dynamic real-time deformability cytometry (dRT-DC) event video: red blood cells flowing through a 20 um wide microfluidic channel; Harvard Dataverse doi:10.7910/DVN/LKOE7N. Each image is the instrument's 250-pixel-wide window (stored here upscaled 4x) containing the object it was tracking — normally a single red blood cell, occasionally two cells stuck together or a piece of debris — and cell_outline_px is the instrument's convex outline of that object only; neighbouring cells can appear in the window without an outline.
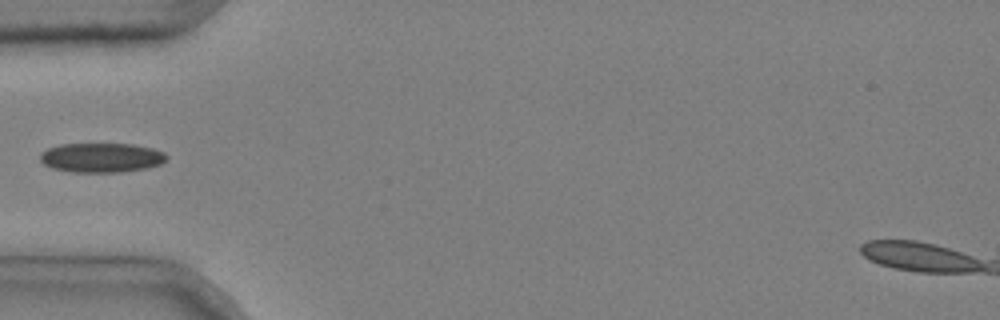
{"species": "common noctule bat (a hibernating species)", "species_latin": "Nyctalus noctula", "temperature_condition": "cold", "stored_images_in_passage": 1, "camera_frame_rate_fps": 3000, "um_per_image_px": 0.085, "animal": {"sex": "male", "body_mass_g": 20.4}, "frame": {"image": 1, "passage_image": 1, "time_ms": 0.0, "image_size_px": [1000, 320], "cell_outline_px": [[168, 156], [160, 164], [148, 168], [120, 172], [72, 172], [52, 168], [44, 164], [40, 160], [40, 152], [48, 148], [60, 144], [132, 144], [152, 148], [164, 152]], "centroid_in_image_um": [8.61, 13.4], "position_along_channel_um": 76.4, "area_um2": 21.73}}